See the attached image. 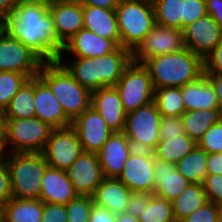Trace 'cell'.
Masks as SVG:
<instances>
[{
    "label": "cell",
    "mask_w": 222,
    "mask_h": 222,
    "mask_svg": "<svg viewBox=\"0 0 222 222\" xmlns=\"http://www.w3.org/2000/svg\"><path fill=\"white\" fill-rule=\"evenodd\" d=\"M2 28L44 62L57 61L63 55V47L56 40L53 18L43 0L18 2L14 13L2 21Z\"/></svg>",
    "instance_id": "obj_1"
},
{
    "label": "cell",
    "mask_w": 222,
    "mask_h": 222,
    "mask_svg": "<svg viewBox=\"0 0 222 222\" xmlns=\"http://www.w3.org/2000/svg\"><path fill=\"white\" fill-rule=\"evenodd\" d=\"M69 59L70 61L60 57L58 60L79 84L92 92L100 88L115 86L124 69L132 62V52L119 46L115 51L101 57Z\"/></svg>",
    "instance_id": "obj_2"
},
{
    "label": "cell",
    "mask_w": 222,
    "mask_h": 222,
    "mask_svg": "<svg viewBox=\"0 0 222 222\" xmlns=\"http://www.w3.org/2000/svg\"><path fill=\"white\" fill-rule=\"evenodd\" d=\"M143 65L150 73L154 89L180 88L204 74L203 59L187 48L151 57Z\"/></svg>",
    "instance_id": "obj_3"
},
{
    "label": "cell",
    "mask_w": 222,
    "mask_h": 222,
    "mask_svg": "<svg viewBox=\"0 0 222 222\" xmlns=\"http://www.w3.org/2000/svg\"><path fill=\"white\" fill-rule=\"evenodd\" d=\"M38 76L50 87L71 120L91 106L92 92L79 84L59 60L43 62Z\"/></svg>",
    "instance_id": "obj_4"
},
{
    "label": "cell",
    "mask_w": 222,
    "mask_h": 222,
    "mask_svg": "<svg viewBox=\"0 0 222 222\" xmlns=\"http://www.w3.org/2000/svg\"><path fill=\"white\" fill-rule=\"evenodd\" d=\"M12 198L39 199L49 166L42 153H6Z\"/></svg>",
    "instance_id": "obj_5"
},
{
    "label": "cell",
    "mask_w": 222,
    "mask_h": 222,
    "mask_svg": "<svg viewBox=\"0 0 222 222\" xmlns=\"http://www.w3.org/2000/svg\"><path fill=\"white\" fill-rule=\"evenodd\" d=\"M115 13L121 47L133 52L156 24L152 0H120Z\"/></svg>",
    "instance_id": "obj_6"
},
{
    "label": "cell",
    "mask_w": 222,
    "mask_h": 222,
    "mask_svg": "<svg viewBox=\"0 0 222 222\" xmlns=\"http://www.w3.org/2000/svg\"><path fill=\"white\" fill-rule=\"evenodd\" d=\"M5 121L4 147L11 153H42L54 129L37 117Z\"/></svg>",
    "instance_id": "obj_7"
},
{
    "label": "cell",
    "mask_w": 222,
    "mask_h": 222,
    "mask_svg": "<svg viewBox=\"0 0 222 222\" xmlns=\"http://www.w3.org/2000/svg\"><path fill=\"white\" fill-rule=\"evenodd\" d=\"M161 118L154 101L126 114L123 133L135 150L154 151L160 141Z\"/></svg>",
    "instance_id": "obj_8"
},
{
    "label": "cell",
    "mask_w": 222,
    "mask_h": 222,
    "mask_svg": "<svg viewBox=\"0 0 222 222\" xmlns=\"http://www.w3.org/2000/svg\"><path fill=\"white\" fill-rule=\"evenodd\" d=\"M115 88L118 90L126 114L154 101L155 89L150 73L143 64L135 61L124 69Z\"/></svg>",
    "instance_id": "obj_9"
},
{
    "label": "cell",
    "mask_w": 222,
    "mask_h": 222,
    "mask_svg": "<svg viewBox=\"0 0 222 222\" xmlns=\"http://www.w3.org/2000/svg\"><path fill=\"white\" fill-rule=\"evenodd\" d=\"M43 60L20 40L0 31V71L24 74L28 79L38 76Z\"/></svg>",
    "instance_id": "obj_10"
},
{
    "label": "cell",
    "mask_w": 222,
    "mask_h": 222,
    "mask_svg": "<svg viewBox=\"0 0 222 222\" xmlns=\"http://www.w3.org/2000/svg\"><path fill=\"white\" fill-rule=\"evenodd\" d=\"M183 30L155 24L132 52V61L143 64L147 59L185 49Z\"/></svg>",
    "instance_id": "obj_11"
},
{
    "label": "cell",
    "mask_w": 222,
    "mask_h": 222,
    "mask_svg": "<svg viewBox=\"0 0 222 222\" xmlns=\"http://www.w3.org/2000/svg\"><path fill=\"white\" fill-rule=\"evenodd\" d=\"M82 152L75 130L68 126L52 130L42 154L50 167L68 170Z\"/></svg>",
    "instance_id": "obj_12"
},
{
    "label": "cell",
    "mask_w": 222,
    "mask_h": 222,
    "mask_svg": "<svg viewBox=\"0 0 222 222\" xmlns=\"http://www.w3.org/2000/svg\"><path fill=\"white\" fill-rule=\"evenodd\" d=\"M154 159L153 152L134 149L117 179L131 191L153 193L155 188Z\"/></svg>",
    "instance_id": "obj_13"
},
{
    "label": "cell",
    "mask_w": 222,
    "mask_h": 222,
    "mask_svg": "<svg viewBox=\"0 0 222 222\" xmlns=\"http://www.w3.org/2000/svg\"><path fill=\"white\" fill-rule=\"evenodd\" d=\"M82 150L98 153L113 133L100 114L90 106L71 121Z\"/></svg>",
    "instance_id": "obj_14"
},
{
    "label": "cell",
    "mask_w": 222,
    "mask_h": 222,
    "mask_svg": "<svg viewBox=\"0 0 222 222\" xmlns=\"http://www.w3.org/2000/svg\"><path fill=\"white\" fill-rule=\"evenodd\" d=\"M185 47L204 59L221 41L222 30L213 17L206 14L183 29Z\"/></svg>",
    "instance_id": "obj_15"
},
{
    "label": "cell",
    "mask_w": 222,
    "mask_h": 222,
    "mask_svg": "<svg viewBox=\"0 0 222 222\" xmlns=\"http://www.w3.org/2000/svg\"><path fill=\"white\" fill-rule=\"evenodd\" d=\"M66 171L73 188L80 196L92 197L104 178L98 155L92 152L83 151Z\"/></svg>",
    "instance_id": "obj_16"
},
{
    "label": "cell",
    "mask_w": 222,
    "mask_h": 222,
    "mask_svg": "<svg viewBox=\"0 0 222 222\" xmlns=\"http://www.w3.org/2000/svg\"><path fill=\"white\" fill-rule=\"evenodd\" d=\"M133 150L123 132H113L97 153L103 176L118 178Z\"/></svg>",
    "instance_id": "obj_17"
},
{
    "label": "cell",
    "mask_w": 222,
    "mask_h": 222,
    "mask_svg": "<svg viewBox=\"0 0 222 222\" xmlns=\"http://www.w3.org/2000/svg\"><path fill=\"white\" fill-rule=\"evenodd\" d=\"M35 117L48 123L54 129L71 126V119L64 113L62 105L50 87L39 77H35Z\"/></svg>",
    "instance_id": "obj_18"
},
{
    "label": "cell",
    "mask_w": 222,
    "mask_h": 222,
    "mask_svg": "<svg viewBox=\"0 0 222 222\" xmlns=\"http://www.w3.org/2000/svg\"><path fill=\"white\" fill-rule=\"evenodd\" d=\"M91 106L100 114L112 132H123L126 113L115 86L92 91Z\"/></svg>",
    "instance_id": "obj_19"
},
{
    "label": "cell",
    "mask_w": 222,
    "mask_h": 222,
    "mask_svg": "<svg viewBox=\"0 0 222 222\" xmlns=\"http://www.w3.org/2000/svg\"><path fill=\"white\" fill-rule=\"evenodd\" d=\"M53 18L56 40L63 47L83 25V5L80 2L48 6Z\"/></svg>",
    "instance_id": "obj_20"
},
{
    "label": "cell",
    "mask_w": 222,
    "mask_h": 222,
    "mask_svg": "<svg viewBox=\"0 0 222 222\" xmlns=\"http://www.w3.org/2000/svg\"><path fill=\"white\" fill-rule=\"evenodd\" d=\"M119 46L110 39L102 38L94 32L82 28L64 46V53L69 52L74 57H101L115 51Z\"/></svg>",
    "instance_id": "obj_21"
},
{
    "label": "cell",
    "mask_w": 222,
    "mask_h": 222,
    "mask_svg": "<svg viewBox=\"0 0 222 222\" xmlns=\"http://www.w3.org/2000/svg\"><path fill=\"white\" fill-rule=\"evenodd\" d=\"M40 200L43 203L66 205L78 194L69 180L66 170L48 166L44 172Z\"/></svg>",
    "instance_id": "obj_22"
},
{
    "label": "cell",
    "mask_w": 222,
    "mask_h": 222,
    "mask_svg": "<svg viewBox=\"0 0 222 222\" xmlns=\"http://www.w3.org/2000/svg\"><path fill=\"white\" fill-rule=\"evenodd\" d=\"M154 181L153 194L168 201H174L186 189L190 183L181 175L175 164L154 159Z\"/></svg>",
    "instance_id": "obj_23"
},
{
    "label": "cell",
    "mask_w": 222,
    "mask_h": 222,
    "mask_svg": "<svg viewBox=\"0 0 222 222\" xmlns=\"http://www.w3.org/2000/svg\"><path fill=\"white\" fill-rule=\"evenodd\" d=\"M84 28L121 46L115 9L83 5Z\"/></svg>",
    "instance_id": "obj_24"
},
{
    "label": "cell",
    "mask_w": 222,
    "mask_h": 222,
    "mask_svg": "<svg viewBox=\"0 0 222 222\" xmlns=\"http://www.w3.org/2000/svg\"><path fill=\"white\" fill-rule=\"evenodd\" d=\"M132 191L117 178L104 177L96 187L92 196L96 205L110 210L112 213L121 214L131 197Z\"/></svg>",
    "instance_id": "obj_25"
},
{
    "label": "cell",
    "mask_w": 222,
    "mask_h": 222,
    "mask_svg": "<svg viewBox=\"0 0 222 222\" xmlns=\"http://www.w3.org/2000/svg\"><path fill=\"white\" fill-rule=\"evenodd\" d=\"M186 111L219 109L214 88L205 74L180 87Z\"/></svg>",
    "instance_id": "obj_26"
},
{
    "label": "cell",
    "mask_w": 222,
    "mask_h": 222,
    "mask_svg": "<svg viewBox=\"0 0 222 222\" xmlns=\"http://www.w3.org/2000/svg\"><path fill=\"white\" fill-rule=\"evenodd\" d=\"M42 214L40 199L11 198L2 206L3 222H41Z\"/></svg>",
    "instance_id": "obj_27"
},
{
    "label": "cell",
    "mask_w": 222,
    "mask_h": 222,
    "mask_svg": "<svg viewBox=\"0 0 222 222\" xmlns=\"http://www.w3.org/2000/svg\"><path fill=\"white\" fill-rule=\"evenodd\" d=\"M35 77L28 79L12 98L4 111L5 119L35 117Z\"/></svg>",
    "instance_id": "obj_28"
},
{
    "label": "cell",
    "mask_w": 222,
    "mask_h": 222,
    "mask_svg": "<svg viewBox=\"0 0 222 222\" xmlns=\"http://www.w3.org/2000/svg\"><path fill=\"white\" fill-rule=\"evenodd\" d=\"M181 117L185 134L198 143L205 132L222 117V113L220 109L192 110L186 111Z\"/></svg>",
    "instance_id": "obj_29"
},
{
    "label": "cell",
    "mask_w": 222,
    "mask_h": 222,
    "mask_svg": "<svg viewBox=\"0 0 222 222\" xmlns=\"http://www.w3.org/2000/svg\"><path fill=\"white\" fill-rule=\"evenodd\" d=\"M196 146L197 143L193 139L183 134L179 137H168V140H160L153 154L156 159L176 164Z\"/></svg>",
    "instance_id": "obj_30"
},
{
    "label": "cell",
    "mask_w": 222,
    "mask_h": 222,
    "mask_svg": "<svg viewBox=\"0 0 222 222\" xmlns=\"http://www.w3.org/2000/svg\"><path fill=\"white\" fill-rule=\"evenodd\" d=\"M208 202L202 184L189 183L186 189L172 201L173 213L176 222H180L186 216L192 214L199 207Z\"/></svg>",
    "instance_id": "obj_31"
},
{
    "label": "cell",
    "mask_w": 222,
    "mask_h": 222,
    "mask_svg": "<svg viewBox=\"0 0 222 222\" xmlns=\"http://www.w3.org/2000/svg\"><path fill=\"white\" fill-rule=\"evenodd\" d=\"M208 153L196 146L176 164L177 171L190 183L202 184L207 175Z\"/></svg>",
    "instance_id": "obj_32"
},
{
    "label": "cell",
    "mask_w": 222,
    "mask_h": 222,
    "mask_svg": "<svg viewBox=\"0 0 222 222\" xmlns=\"http://www.w3.org/2000/svg\"><path fill=\"white\" fill-rule=\"evenodd\" d=\"M155 11V23L182 30L184 0H152Z\"/></svg>",
    "instance_id": "obj_33"
},
{
    "label": "cell",
    "mask_w": 222,
    "mask_h": 222,
    "mask_svg": "<svg viewBox=\"0 0 222 222\" xmlns=\"http://www.w3.org/2000/svg\"><path fill=\"white\" fill-rule=\"evenodd\" d=\"M154 102L162 117L182 116L186 112L180 88L155 89Z\"/></svg>",
    "instance_id": "obj_34"
},
{
    "label": "cell",
    "mask_w": 222,
    "mask_h": 222,
    "mask_svg": "<svg viewBox=\"0 0 222 222\" xmlns=\"http://www.w3.org/2000/svg\"><path fill=\"white\" fill-rule=\"evenodd\" d=\"M139 222H176L172 202L152 195L146 211L138 218Z\"/></svg>",
    "instance_id": "obj_35"
},
{
    "label": "cell",
    "mask_w": 222,
    "mask_h": 222,
    "mask_svg": "<svg viewBox=\"0 0 222 222\" xmlns=\"http://www.w3.org/2000/svg\"><path fill=\"white\" fill-rule=\"evenodd\" d=\"M28 78L21 73L0 71V110L5 111Z\"/></svg>",
    "instance_id": "obj_36"
},
{
    "label": "cell",
    "mask_w": 222,
    "mask_h": 222,
    "mask_svg": "<svg viewBox=\"0 0 222 222\" xmlns=\"http://www.w3.org/2000/svg\"><path fill=\"white\" fill-rule=\"evenodd\" d=\"M91 196H80L72 199L65 205L67 222H89L90 211L93 206Z\"/></svg>",
    "instance_id": "obj_37"
},
{
    "label": "cell",
    "mask_w": 222,
    "mask_h": 222,
    "mask_svg": "<svg viewBox=\"0 0 222 222\" xmlns=\"http://www.w3.org/2000/svg\"><path fill=\"white\" fill-rule=\"evenodd\" d=\"M197 146L208 154L222 152V117L205 132Z\"/></svg>",
    "instance_id": "obj_38"
},
{
    "label": "cell",
    "mask_w": 222,
    "mask_h": 222,
    "mask_svg": "<svg viewBox=\"0 0 222 222\" xmlns=\"http://www.w3.org/2000/svg\"><path fill=\"white\" fill-rule=\"evenodd\" d=\"M221 207L208 201L180 222H220Z\"/></svg>",
    "instance_id": "obj_39"
},
{
    "label": "cell",
    "mask_w": 222,
    "mask_h": 222,
    "mask_svg": "<svg viewBox=\"0 0 222 222\" xmlns=\"http://www.w3.org/2000/svg\"><path fill=\"white\" fill-rule=\"evenodd\" d=\"M159 128L160 140H168V137H179L185 134L181 116L162 117Z\"/></svg>",
    "instance_id": "obj_40"
},
{
    "label": "cell",
    "mask_w": 222,
    "mask_h": 222,
    "mask_svg": "<svg viewBox=\"0 0 222 222\" xmlns=\"http://www.w3.org/2000/svg\"><path fill=\"white\" fill-rule=\"evenodd\" d=\"M202 185L208 201L222 207V175L207 174Z\"/></svg>",
    "instance_id": "obj_41"
},
{
    "label": "cell",
    "mask_w": 222,
    "mask_h": 222,
    "mask_svg": "<svg viewBox=\"0 0 222 222\" xmlns=\"http://www.w3.org/2000/svg\"><path fill=\"white\" fill-rule=\"evenodd\" d=\"M207 13L205 0H184V17H182V30L194 23Z\"/></svg>",
    "instance_id": "obj_42"
},
{
    "label": "cell",
    "mask_w": 222,
    "mask_h": 222,
    "mask_svg": "<svg viewBox=\"0 0 222 222\" xmlns=\"http://www.w3.org/2000/svg\"><path fill=\"white\" fill-rule=\"evenodd\" d=\"M152 195L150 192L132 191L124 212L138 219L146 211Z\"/></svg>",
    "instance_id": "obj_43"
},
{
    "label": "cell",
    "mask_w": 222,
    "mask_h": 222,
    "mask_svg": "<svg viewBox=\"0 0 222 222\" xmlns=\"http://www.w3.org/2000/svg\"><path fill=\"white\" fill-rule=\"evenodd\" d=\"M204 74H222V41L203 59Z\"/></svg>",
    "instance_id": "obj_44"
},
{
    "label": "cell",
    "mask_w": 222,
    "mask_h": 222,
    "mask_svg": "<svg viewBox=\"0 0 222 222\" xmlns=\"http://www.w3.org/2000/svg\"><path fill=\"white\" fill-rule=\"evenodd\" d=\"M65 205L55 203H43L41 222H67Z\"/></svg>",
    "instance_id": "obj_45"
},
{
    "label": "cell",
    "mask_w": 222,
    "mask_h": 222,
    "mask_svg": "<svg viewBox=\"0 0 222 222\" xmlns=\"http://www.w3.org/2000/svg\"><path fill=\"white\" fill-rule=\"evenodd\" d=\"M12 198L10 175L6 157L0 160V206Z\"/></svg>",
    "instance_id": "obj_46"
},
{
    "label": "cell",
    "mask_w": 222,
    "mask_h": 222,
    "mask_svg": "<svg viewBox=\"0 0 222 222\" xmlns=\"http://www.w3.org/2000/svg\"><path fill=\"white\" fill-rule=\"evenodd\" d=\"M116 219L117 214L93 203L90 211L89 222H116Z\"/></svg>",
    "instance_id": "obj_47"
},
{
    "label": "cell",
    "mask_w": 222,
    "mask_h": 222,
    "mask_svg": "<svg viewBox=\"0 0 222 222\" xmlns=\"http://www.w3.org/2000/svg\"><path fill=\"white\" fill-rule=\"evenodd\" d=\"M207 13L213 17L222 30V0H205Z\"/></svg>",
    "instance_id": "obj_48"
},
{
    "label": "cell",
    "mask_w": 222,
    "mask_h": 222,
    "mask_svg": "<svg viewBox=\"0 0 222 222\" xmlns=\"http://www.w3.org/2000/svg\"><path fill=\"white\" fill-rule=\"evenodd\" d=\"M207 174L222 175V152L208 154Z\"/></svg>",
    "instance_id": "obj_49"
},
{
    "label": "cell",
    "mask_w": 222,
    "mask_h": 222,
    "mask_svg": "<svg viewBox=\"0 0 222 222\" xmlns=\"http://www.w3.org/2000/svg\"><path fill=\"white\" fill-rule=\"evenodd\" d=\"M205 76L214 88L219 103V109L222 113V74H205Z\"/></svg>",
    "instance_id": "obj_50"
},
{
    "label": "cell",
    "mask_w": 222,
    "mask_h": 222,
    "mask_svg": "<svg viewBox=\"0 0 222 222\" xmlns=\"http://www.w3.org/2000/svg\"><path fill=\"white\" fill-rule=\"evenodd\" d=\"M82 5L101 7L105 9H116L120 0H78Z\"/></svg>",
    "instance_id": "obj_51"
},
{
    "label": "cell",
    "mask_w": 222,
    "mask_h": 222,
    "mask_svg": "<svg viewBox=\"0 0 222 222\" xmlns=\"http://www.w3.org/2000/svg\"><path fill=\"white\" fill-rule=\"evenodd\" d=\"M17 0H0V19L3 21L9 14L14 13Z\"/></svg>",
    "instance_id": "obj_52"
},
{
    "label": "cell",
    "mask_w": 222,
    "mask_h": 222,
    "mask_svg": "<svg viewBox=\"0 0 222 222\" xmlns=\"http://www.w3.org/2000/svg\"><path fill=\"white\" fill-rule=\"evenodd\" d=\"M116 222H139V221L136 217L123 212L121 214H117Z\"/></svg>",
    "instance_id": "obj_53"
},
{
    "label": "cell",
    "mask_w": 222,
    "mask_h": 222,
    "mask_svg": "<svg viewBox=\"0 0 222 222\" xmlns=\"http://www.w3.org/2000/svg\"><path fill=\"white\" fill-rule=\"evenodd\" d=\"M6 121L4 111L0 110V137H5Z\"/></svg>",
    "instance_id": "obj_54"
},
{
    "label": "cell",
    "mask_w": 222,
    "mask_h": 222,
    "mask_svg": "<svg viewBox=\"0 0 222 222\" xmlns=\"http://www.w3.org/2000/svg\"><path fill=\"white\" fill-rule=\"evenodd\" d=\"M48 6L55 4L75 3L78 0H43Z\"/></svg>",
    "instance_id": "obj_55"
},
{
    "label": "cell",
    "mask_w": 222,
    "mask_h": 222,
    "mask_svg": "<svg viewBox=\"0 0 222 222\" xmlns=\"http://www.w3.org/2000/svg\"><path fill=\"white\" fill-rule=\"evenodd\" d=\"M4 141H5V137H0V160L4 159L7 153V151H4L6 150L4 147Z\"/></svg>",
    "instance_id": "obj_56"
},
{
    "label": "cell",
    "mask_w": 222,
    "mask_h": 222,
    "mask_svg": "<svg viewBox=\"0 0 222 222\" xmlns=\"http://www.w3.org/2000/svg\"><path fill=\"white\" fill-rule=\"evenodd\" d=\"M0 222H3V219H2V207L0 206Z\"/></svg>",
    "instance_id": "obj_57"
},
{
    "label": "cell",
    "mask_w": 222,
    "mask_h": 222,
    "mask_svg": "<svg viewBox=\"0 0 222 222\" xmlns=\"http://www.w3.org/2000/svg\"><path fill=\"white\" fill-rule=\"evenodd\" d=\"M220 222H222V207H221Z\"/></svg>",
    "instance_id": "obj_58"
},
{
    "label": "cell",
    "mask_w": 222,
    "mask_h": 222,
    "mask_svg": "<svg viewBox=\"0 0 222 222\" xmlns=\"http://www.w3.org/2000/svg\"><path fill=\"white\" fill-rule=\"evenodd\" d=\"M2 29V20L0 19V31Z\"/></svg>",
    "instance_id": "obj_59"
}]
</instances>
